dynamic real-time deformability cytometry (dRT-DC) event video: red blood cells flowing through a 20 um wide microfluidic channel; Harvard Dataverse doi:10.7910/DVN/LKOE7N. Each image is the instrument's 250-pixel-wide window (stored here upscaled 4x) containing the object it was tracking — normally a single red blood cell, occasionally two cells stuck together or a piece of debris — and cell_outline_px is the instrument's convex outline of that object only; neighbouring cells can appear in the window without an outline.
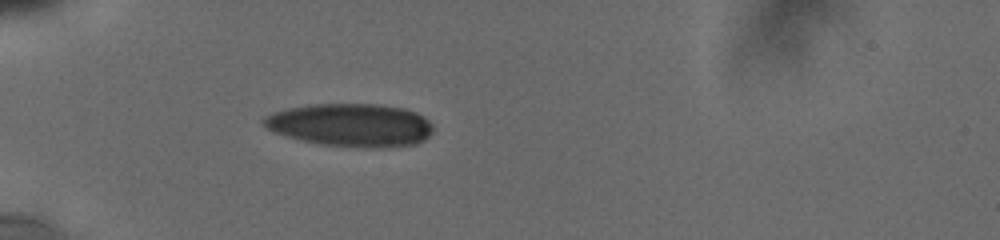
{"species": "human", "species_latin": "Homo sapiens", "temperature_condition": "cold", "stored_images_in_passage": 61, "camera_frame_rate_fps": 3000, "um_per_image_px": 0.085, "donor": {"sex": "male"}, "frame": {"image": 1, "passage_image": 1, "time_ms": 0.0, "image_size_px": [1000, 240], "cell_outline_px": [[432, 132], [424, 140], [416, 144], [388, 148], [356, 148], [320, 144], [288, 136], [276, 132], [268, 128], [260, 120], [264, 116], [272, 112], [308, 104], [376, 104], [404, 108], [416, 112], [424, 116], [432, 124]], "centroid_in_image_um": [29.85, 10.63], "position_along_channel_um": 55.1, "area_um2": 42.77}}
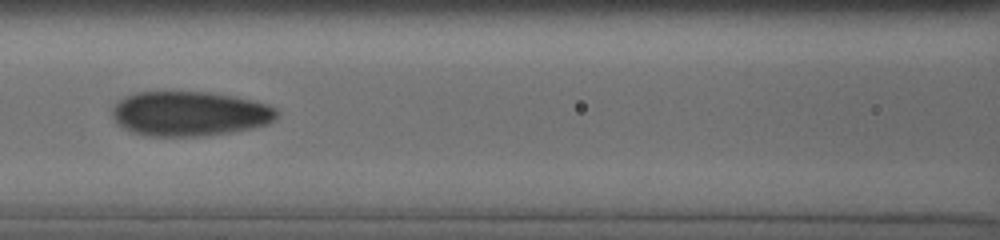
{"frame": {"image": 2, "passage_image": 23, "time_ms": 3.0, "image_size_px": [1000, 240], "cell_outline_px": [[280, 112], [276, 120], [268, 124], [252, 128], [228, 132], [196, 136], [144, 136], [132, 132], [116, 124], [112, 116], [112, 108], [124, 96], [136, 92], [208, 92], [236, 96], [268, 104], [276, 108]], "centroid_in_image_um": [16.13, 9.66], "position_along_channel_um": 150.5, "area_um2": 43.18}}
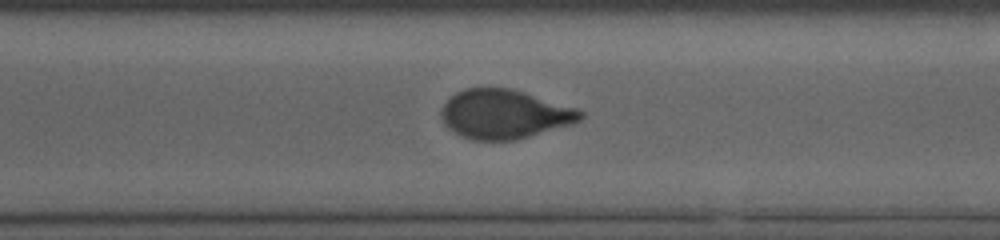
{"frame": {"image": 3, "passage_image": 56, "time_ms": 7.667, "image_size_px": [1000, 240], "cell_outline_px": [[584, 116], [580, 120], [572, 124], [516, 140], [472, 140], [460, 136], [448, 128], [444, 124], [440, 116], [440, 108], [456, 92], [464, 88], [488, 84], [512, 88], [576, 108], [584, 112]], "centroid_in_image_um": [42.83, 9.67], "position_along_channel_um": 327.8, "area_um2": 40.63}}